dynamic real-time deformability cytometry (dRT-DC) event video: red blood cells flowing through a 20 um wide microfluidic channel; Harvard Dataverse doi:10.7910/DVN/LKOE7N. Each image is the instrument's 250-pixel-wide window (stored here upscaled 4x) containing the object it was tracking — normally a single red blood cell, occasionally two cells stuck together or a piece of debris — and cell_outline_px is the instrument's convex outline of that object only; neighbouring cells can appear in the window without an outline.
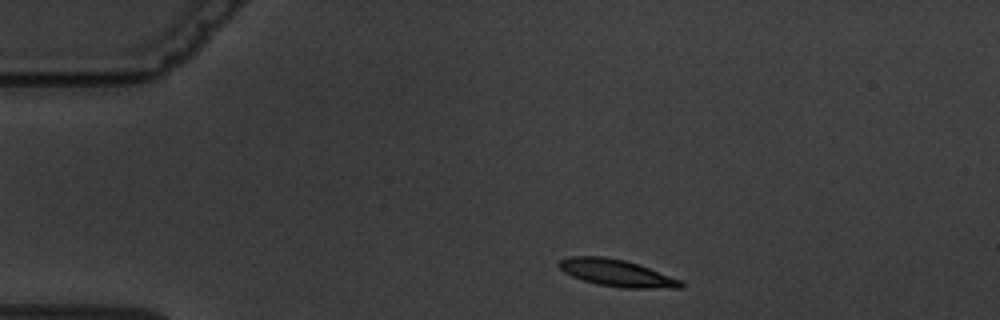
{"species": "common noctule bat (a hibernating species)", "species_latin": "Nyctalus noctula", "temperature_condition": "warm", "stored_images_in_passage": 4, "camera_frame_rate_fps": 3000, "um_per_image_px": 0.085, "animal": {"sex": "male", "body_mass_g": 19.5, "forearm_length_mm": 54.6}, "frame": {"image": 1, "passage_image": 1, "time_ms": 0.0, "image_size_px": [1000, 320], "cell_outline_px": [[684, 288], [620, 288], [596, 284], [572, 276], [564, 272], [556, 264], [560, 260], [572, 256], [604, 256], [624, 260], [648, 268], [680, 280], [684, 284]], "centroid_in_image_um": [52.38, 23.21], "position_along_channel_um": 32.6, "area_um2": 18.96}}
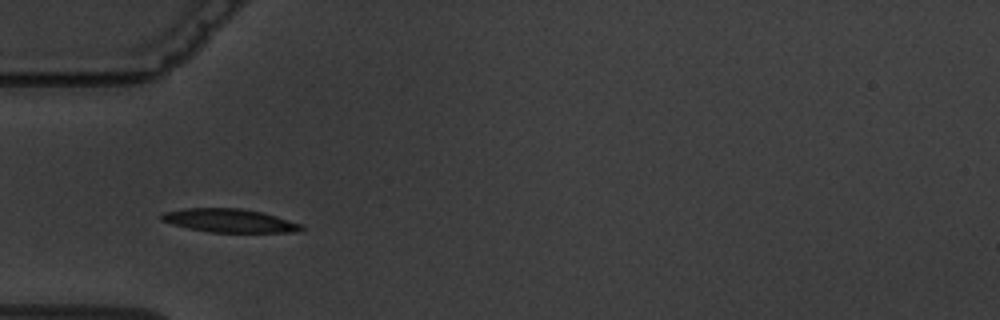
{"frame": {"image": 2, "passage_image": 3, "time_ms": 2.333, "image_size_px": [1000, 320], "cell_outline_px": [[304, 228], [300, 232], [208, 232], [188, 228], [160, 220], [160, 216], [164, 212], [184, 208], [240, 208], [264, 212], [304, 224]], "centroid_in_image_um": [19.56, 18.75], "position_along_channel_um": 65.4, "area_um2": 19.31}}
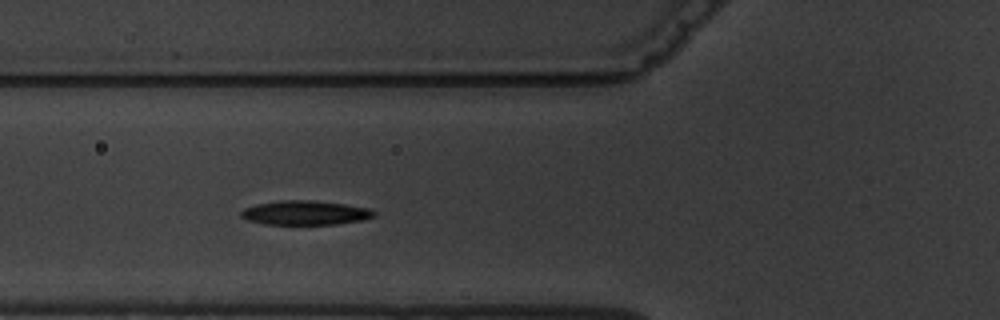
{"frame": {"image": 3, "passage_image": 4, "time_ms": 3.333, "image_size_px": [1000, 320], "cell_outline_px": [[376, 216], [364, 220], [336, 224], [264, 224], [248, 220], [240, 216], [240, 212], [244, 208], [256, 204], [280, 200], [312, 200], [344, 204], [368, 208], [376, 212]], "centroid_in_image_um": [25.95, 18.08], "position_along_channel_um": 99.9, "area_um2": 18.84}}